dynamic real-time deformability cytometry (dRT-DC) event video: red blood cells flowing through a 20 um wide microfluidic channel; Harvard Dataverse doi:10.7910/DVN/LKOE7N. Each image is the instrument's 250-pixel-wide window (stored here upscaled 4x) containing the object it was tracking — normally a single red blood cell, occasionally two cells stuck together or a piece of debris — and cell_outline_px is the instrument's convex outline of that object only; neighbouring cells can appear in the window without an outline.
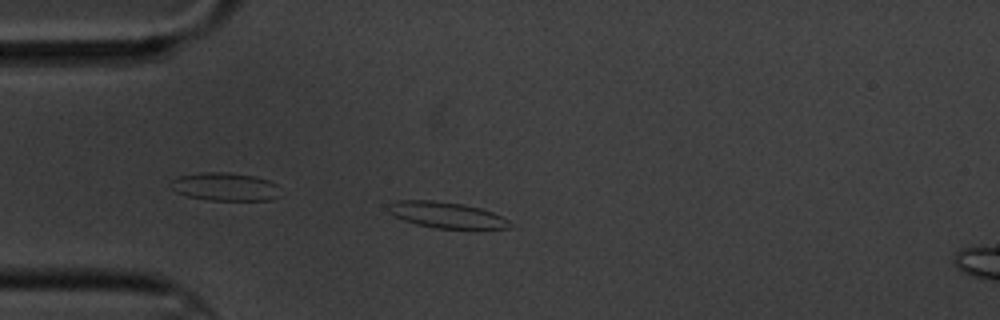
{"species": "common noctule bat (a hibernating species)", "species_latin": "Nyctalus noctula", "temperature_condition": "cold", "stored_images_in_passage": 6, "camera_frame_rate_fps": 3000, "um_per_image_px": 0.085, "animal": {"sex": "male", "body_mass_g": 20.1, "forearm_length_mm": 53.5}, "frame": {"image": 1, "passage_image": 5, "time_ms": 4.667, "image_size_px": [1000, 320], "cell_outline_px": [[508, 228], [436, 228], [416, 224], [404, 220], [388, 212], [384, 208], [388, 204], [396, 200], [432, 200], [464, 204], [480, 208], [492, 212], [508, 220]], "centroid_in_image_um": [37.85, 18.25], "position_along_channel_um": 47.2, "area_um2": 18.21}}